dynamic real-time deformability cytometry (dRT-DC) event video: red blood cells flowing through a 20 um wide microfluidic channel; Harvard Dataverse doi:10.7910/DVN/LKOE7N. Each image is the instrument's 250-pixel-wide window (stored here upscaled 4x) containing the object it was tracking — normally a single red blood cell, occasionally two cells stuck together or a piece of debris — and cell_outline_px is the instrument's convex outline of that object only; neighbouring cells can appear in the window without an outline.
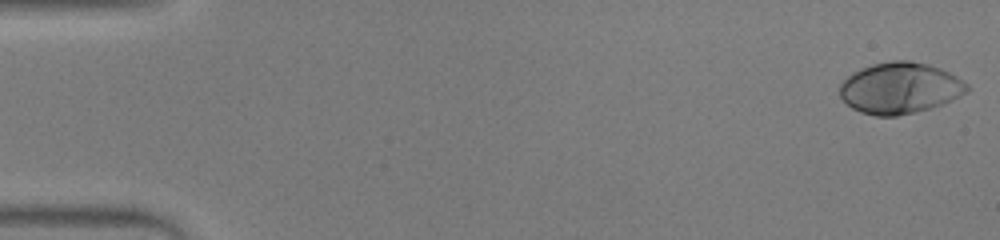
{"species": "human", "species_latin": "Homo sapiens", "temperature_condition": "warm", "stored_images_in_passage": 52, "camera_frame_rate_fps": 3000, "um_per_image_px": 0.085, "donor": {"sex": "male"}, "frame": {"image": 1, "passage_image": 1, "time_ms": 0.0, "image_size_px": [1000, 240], "cell_outline_px": [[968, 92], [952, 100], [928, 108], [896, 116], [876, 116], [860, 112], [852, 108], [840, 96], [840, 84], [852, 72], [860, 68], [872, 64], [892, 60], [912, 60], [928, 64], [940, 68], [964, 80], [968, 84]], "centroid_in_image_um": [76.49, 7.46], "position_along_channel_um": 8.5, "area_um2": 37.92}}
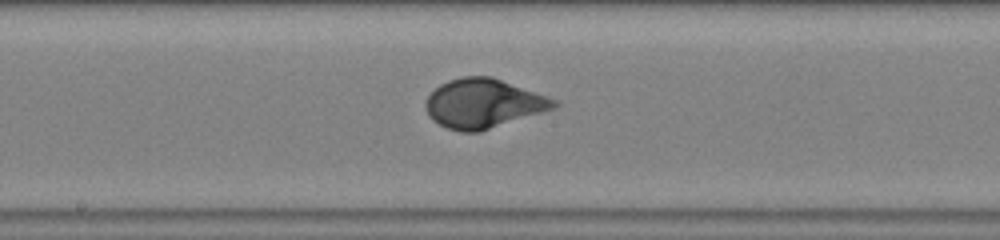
{"frame": {"image": 2, "passage_image": 28, "time_ms": 9.0, "image_size_px": [1000, 240], "cell_outline_px": [[560, 104], [556, 108], [480, 132], [460, 132], [448, 128], [432, 120], [428, 116], [424, 108], [424, 104], [428, 96], [440, 84], [448, 80], [464, 76], [492, 76], [556, 100]], "centroid_in_image_um": [41.06, 8.8], "position_along_channel_um": 207.1, "area_um2": 36.82}}
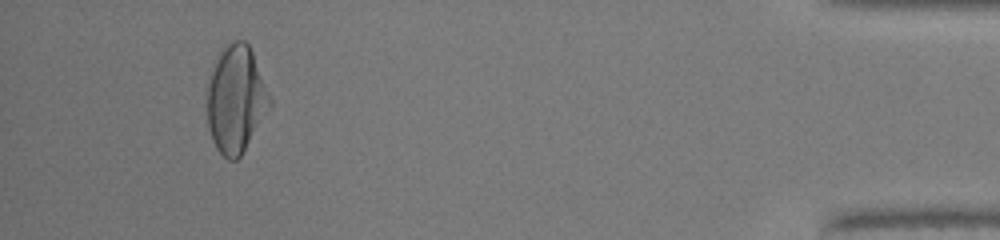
{"frame": {"image": 3, "passage_image": 49, "time_ms": 16.0, "image_size_px": [1000, 240], "cell_outline_px": [[272, 104], [240, 156], [236, 160], [228, 160], [216, 148], [212, 140], [208, 128], [204, 92], [208, 76], [212, 64], [220, 48], [228, 40], [244, 40], [248, 44], [252, 52], [272, 100]], "centroid_in_image_um": [19.98, 8.38], "position_along_channel_um": 415.2, "area_um2": 40.0}, "authors_computed_cell_mechanics": {"area_um2": 36.5296, "velocity_mm_per_s": 3.9235, "shape_relaxation_time_tau1_ms": 3.3866, "shape_relaxation_time_tau2_ms": null, "deformation_change_tau1": 0.1992, "deformation_change_tau2": null}}